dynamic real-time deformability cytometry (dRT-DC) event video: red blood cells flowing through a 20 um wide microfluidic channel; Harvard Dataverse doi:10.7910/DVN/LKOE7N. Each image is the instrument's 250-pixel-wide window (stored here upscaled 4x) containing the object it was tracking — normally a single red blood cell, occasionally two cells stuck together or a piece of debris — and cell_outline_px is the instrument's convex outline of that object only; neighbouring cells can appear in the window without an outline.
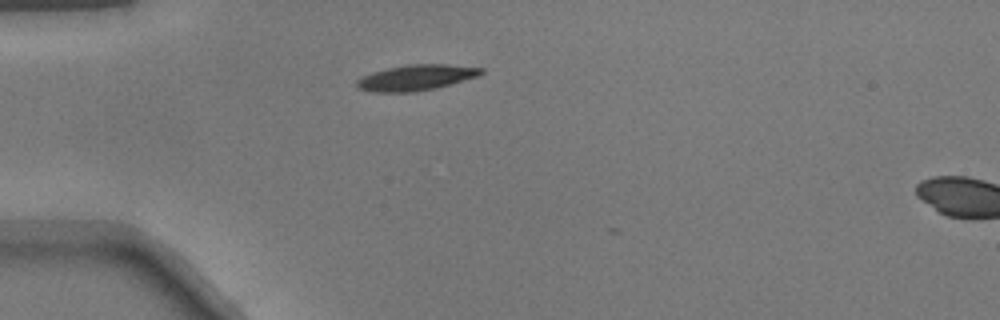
{"species": "common noctule bat (a hibernating species)", "species_latin": "Nyctalus noctula", "temperature_condition": "warm", "stored_images_in_passage": 2, "camera_frame_rate_fps": 3000, "um_per_image_px": 0.085, "animal": {"sex": "male", "body_mass_g": 17.9}, "frame": {"image": 1, "passage_image": 1, "time_ms": 0.0, "image_size_px": [1000, 320], "cell_outline_px": [[484, 72], [480, 76], [436, 88], [412, 92], [376, 92], [356, 88], [356, 80], [372, 72], [388, 68], [408, 64], [444, 64], [484, 68]], "centroid_in_image_um": [35.39, 6.59], "position_along_channel_um": 49.6, "area_um2": 18.61}}